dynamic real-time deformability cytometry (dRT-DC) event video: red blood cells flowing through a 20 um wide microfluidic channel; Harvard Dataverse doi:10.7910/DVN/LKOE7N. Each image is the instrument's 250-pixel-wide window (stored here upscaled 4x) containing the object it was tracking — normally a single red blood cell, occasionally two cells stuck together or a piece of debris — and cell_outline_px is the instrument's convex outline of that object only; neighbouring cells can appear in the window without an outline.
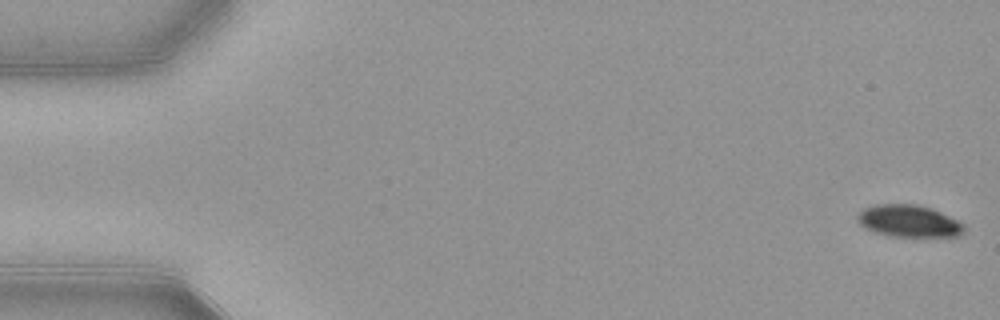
{"species": "common noctule bat (a hibernating species)", "species_latin": "Nyctalus noctula", "temperature_condition": "warm", "stored_images_in_passage": 53, "camera_frame_rate_fps": 3000, "um_per_image_px": 0.085, "animal": {"sex": "female", "body_mass_g": 21.9}, "frame": {"image": 1, "passage_image": 1, "time_ms": 0.0, "image_size_px": [1000, 320], "cell_outline_px": [[964, 232], [960, 236], [888, 236], [872, 232], [864, 228], [856, 220], [856, 216], [864, 208], [876, 204], [916, 204], [932, 208], [964, 224]], "centroid_in_image_um": [77.2, 18.79], "position_along_channel_um": 7.8, "area_um2": 20.0}}
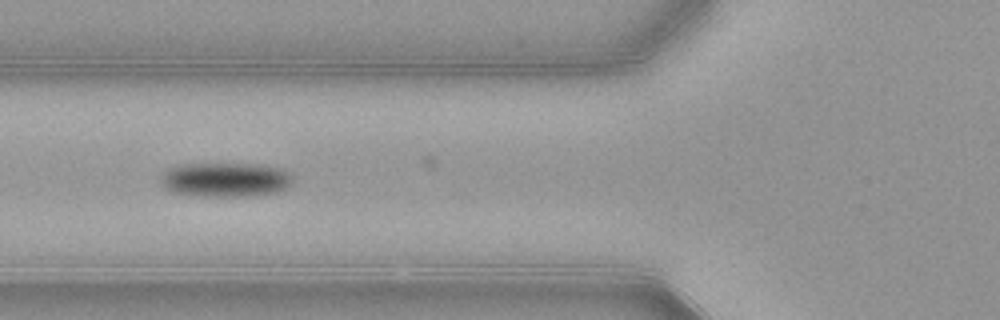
{"frame": {"image": 2, "passage_image": 20, "time_ms": 6.333, "image_size_px": [1000, 320], "cell_outline_px": [[296, 176], [292, 184], [288, 188], [276, 192], [252, 196], [200, 196], [172, 192], [164, 188], [160, 184], [160, 176], [168, 168], [184, 164], [256, 164], [284, 168]], "centroid_in_image_um": [19.22, 15.27], "position_along_channel_um": 106.6, "area_um2": 26.99}}
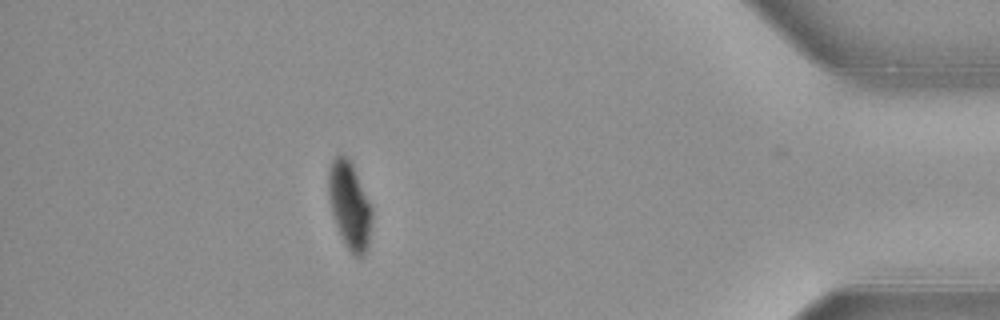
{"frame": {"image": 3, "passage_image": 47, "time_ms": 15.333, "image_size_px": [1000, 320], "cell_outline_px": [[372, 220], [368, 248], [364, 256], [352, 256], [344, 244], [336, 224], [332, 212], [328, 196], [328, 168], [332, 160], [340, 152], [352, 164], [372, 208]], "centroid_in_image_um": [29.71, 17.49], "position_along_channel_um": 405.5, "area_um2": 22.08}, "authors_computed_cell_mechanics": {"area_um2": 24.0448, "velocity_mm_per_s": 3.8907, "shape_relaxation_time_tau1_ms": 2.5366, "shape_relaxation_time_tau2_ms": null, "deformation_change_tau1": 0.118, "deformation_change_tau2": null}}